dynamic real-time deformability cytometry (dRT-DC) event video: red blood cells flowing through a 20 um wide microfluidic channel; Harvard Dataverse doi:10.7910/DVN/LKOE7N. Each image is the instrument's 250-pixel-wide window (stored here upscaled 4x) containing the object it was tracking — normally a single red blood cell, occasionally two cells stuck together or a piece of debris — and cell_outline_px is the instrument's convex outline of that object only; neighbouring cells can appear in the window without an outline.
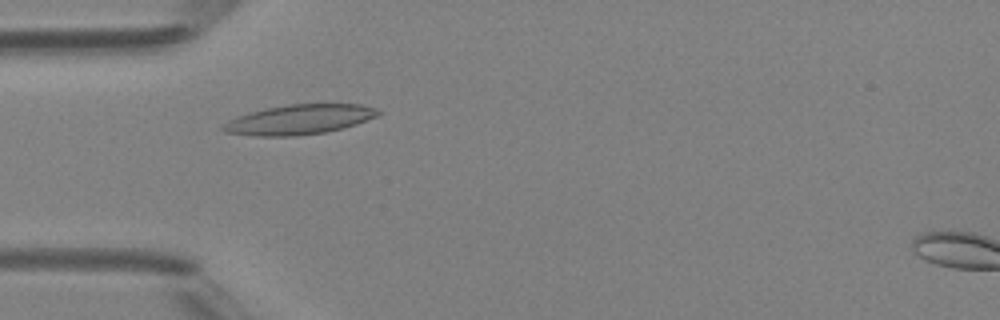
{"species": "Egyptian fruit bat (a non-hibernating species)", "species_latin": "Rousettus aegyptiacus", "temperature_condition": "room temperature", "stored_images_in_passage": 5, "camera_frame_rate_fps": 3000, "um_per_image_px": 0.085, "animal": {"sex": "female"}, "frame": {"image": 1, "passage_image": 3, "time_ms": 2.333, "image_size_px": [1000, 320], "cell_outline_px": [[380, 112], [376, 116], [356, 124], [344, 128], [324, 132], [292, 136], [252, 136], [224, 132], [220, 128], [228, 120], [236, 116], [268, 108], [288, 104], [360, 104], [376, 108]], "centroid_in_image_um": [25.41, 10.16], "position_along_channel_um": 59.6, "area_um2": 26.76}}
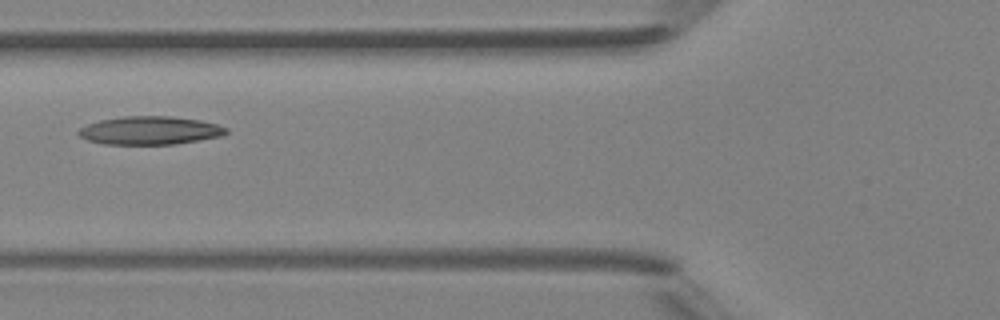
{"frame": {"image": 2, "passage_image": 4, "time_ms": 3.667, "image_size_px": [1000, 320], "cell_outline_px": [[228, 132], [220, 136], [172, 144], [104, 144], [88, 140], [80, 136], [76, 132], [80, 128], [88, 124], [100, 120], [124, 116], [172, 116], [200, 120], [216, 124], [228, 128]], "centroid_in_image_um": [12.72, 11.08], "position_along_channel_um": 113.1, "area_um2": 24.1}}
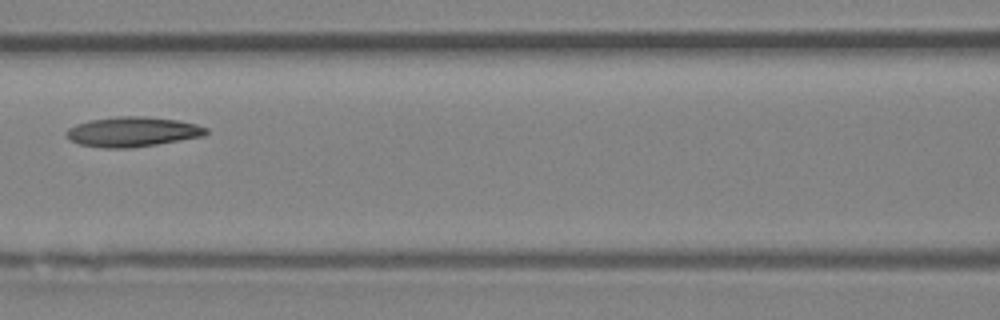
{"frame": {"image": 3, "passage_image": 5, "time_ms": 4.667, "image_size_px": [1000, 320], "cell_outline_px": [[208, 132], [204, 136], [156, 144], [128, 148], [104, 148], [80, 144], [68, 140], [64, 132], [68, 128], [76, 124], [88, 120], [116, 116], [148, 116], [180, 120], [196, 124], [208, 128]], "centroid_in_image_um": [11.24, 11.19], "position_along_channel_um": 155.4, "area_um2": 24.57}}